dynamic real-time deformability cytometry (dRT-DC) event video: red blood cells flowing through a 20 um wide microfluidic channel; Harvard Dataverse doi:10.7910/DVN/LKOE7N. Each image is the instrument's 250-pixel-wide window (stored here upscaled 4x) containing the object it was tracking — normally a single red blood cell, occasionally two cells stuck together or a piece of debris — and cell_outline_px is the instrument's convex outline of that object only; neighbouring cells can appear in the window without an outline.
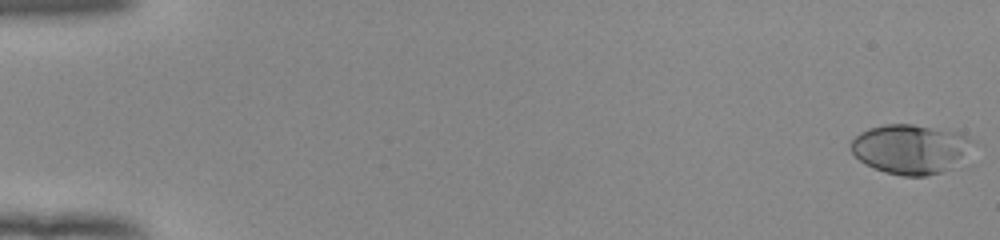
{"species": "human", "species_latin": "Homo sapiens", "temperature_condition": "room temperature", "stored_images_in_passage": 53, "camera_frame_rate_fps": 3000, "um_per_image_px": 0.085, "donor": {"sex": "female"}, "frame": {"image": 1, "passage_image": 1, "time_ms": 0.0, "image_size_px": [1000, 240], "cell_outline_px": [[976, 140], [960, 164], [940, 172], [924, 176], [904, 176], [884, 172], [864, 164], [852, 152], [848, 144], [860, 132], [868, 128], [884, 124], [912, 124], [960, 132]], "centroid_in_image_um": [77.4, 12.66], "position_along_channel_um": 7.6, "area_um2": 35.55}}
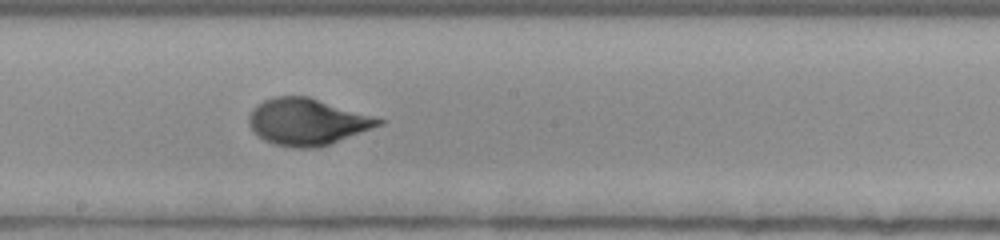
{"frame": {"image": 2, "passage_image": 31, "time_ms": 10.0, "image_size_px": [1000, 240], "cell_outline_px": [[384, 124], [328, 144], [316, 148], [292, 148], [272, 144], [264, 140], [248, 124], [248, 116], [252, 108], [256, 104], [272, 96], [308, 96], [372, 116], [384, 120]], "centroid_in_image_um": [26.06, 10.35], "position_along_channel_um": 222.1, "area_um2": 35.03}}
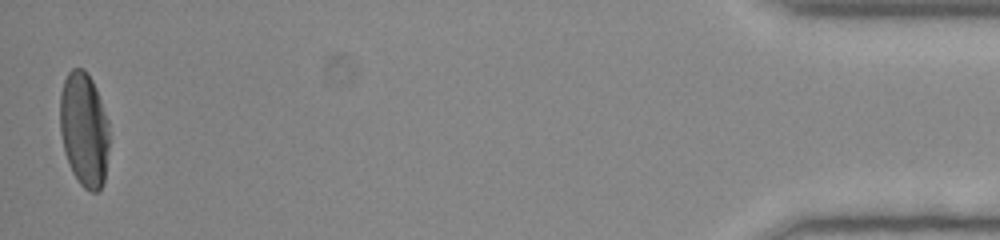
{"frame": {"image": 3, "passage_image": 53, "time_ms": 17.333, "image_size_px": [1000, 240], "cell_outline_px": [[108, 148], [104, 184], [96, 192], [92, 192], [84, 188], [80, 184], [72, 172], [68, 164], [64, 152], [60, 132], [60, 92], [64, 80], [68, 72], [72, 68], [84, 68], [92, 80], [96, 88], [108, 120]], "centroid_in_image_um": [7.13, 11.0], "position_along_channel_um": 428.1, "area_um2": 33.06}, "authors_computed_cell_mechanics": {"area_um2": 33.6974, "velocity_mm_per_s": 3.9467, "shape_relaxation_time_tau1_ms": 4.4594, "shape_relaxation_time_tau2_ms": null, "deformation_change_tau1": 0.2142, "deformation_change_tau2": null}}